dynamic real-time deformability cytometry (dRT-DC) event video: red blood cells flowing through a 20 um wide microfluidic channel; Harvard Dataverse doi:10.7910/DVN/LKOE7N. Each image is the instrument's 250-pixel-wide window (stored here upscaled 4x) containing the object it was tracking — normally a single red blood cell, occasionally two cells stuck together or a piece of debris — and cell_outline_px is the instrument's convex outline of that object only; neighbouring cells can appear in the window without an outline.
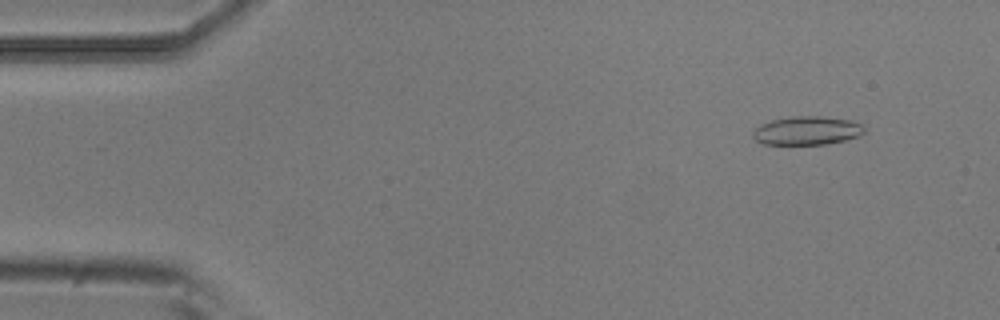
{"species": "common noctule bat (a hibernating species)", "species_latin": "Nyctalus noctula", "temperature_condition": "room temperature", "stored_images_in_passage": 4, "camera_frame_rate_fps": 3000, "um_per_image_px": 0.085, "animal": {"sex": "male", "body_mass_g": 20.5, "forearm_length_mm": 52.5}, "frame": {"image": 1, "passage_image": 2, "time_ms": 0.333, "image_size_px": [1000, 320], "cell_outline_px": [[864, 132], [860, 136], [844, 140], [824, 144], [764, 144], [756, 140], [752, 136], [752, 132], [760, 124], [772, 120], [792, 116], [820, 116], [852, 120], [864, 124]], "centroid_in_image_um": [68.61, 11.09], "position_along_channel_um": 16.4, "area_um2": 18.61}}